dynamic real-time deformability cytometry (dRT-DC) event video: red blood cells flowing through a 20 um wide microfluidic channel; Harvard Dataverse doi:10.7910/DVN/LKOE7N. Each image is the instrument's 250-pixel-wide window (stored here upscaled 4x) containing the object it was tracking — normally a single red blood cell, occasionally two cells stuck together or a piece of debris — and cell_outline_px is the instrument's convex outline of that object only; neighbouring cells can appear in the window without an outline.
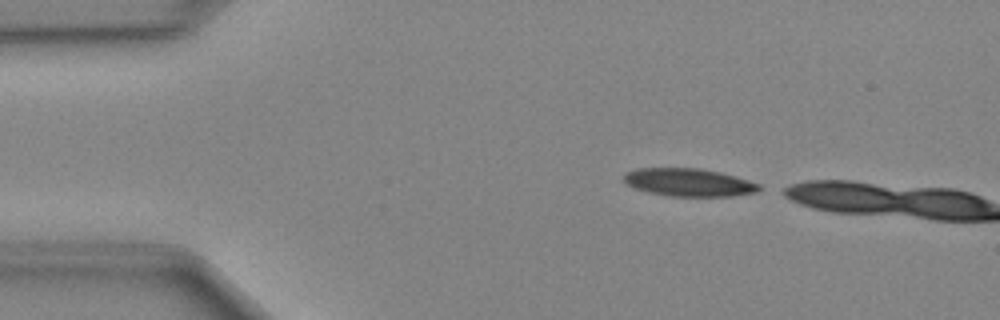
{"species": "Egyptian fruit bat (a non-hibernating species)", "species_latin": "Rousettus aegyptiacus", "temperature_condition": "cold", "stored_images_in_passage": 3, "camera_frame_rate_fps": 3000, "um_per_image_px": 0.085, "animal": {"sex": "female"}, "frame": {"image": 1, "passage_image": 1, "time_ms": 0.0, "image_size_px": [1000, 320], "cell_outline_px": [[760, 188], [756, 192], [732, 196], [668, 196], [648, 192], [632, 188], [624, 180], [624, 172], [636, 168], [700, 168], [720, 172], [748, 180], [760, 184]], "centroid_in_image_um": [58.51, 15.5], "position_along_channel_um": 26.5, "area_um2": 22.02}}